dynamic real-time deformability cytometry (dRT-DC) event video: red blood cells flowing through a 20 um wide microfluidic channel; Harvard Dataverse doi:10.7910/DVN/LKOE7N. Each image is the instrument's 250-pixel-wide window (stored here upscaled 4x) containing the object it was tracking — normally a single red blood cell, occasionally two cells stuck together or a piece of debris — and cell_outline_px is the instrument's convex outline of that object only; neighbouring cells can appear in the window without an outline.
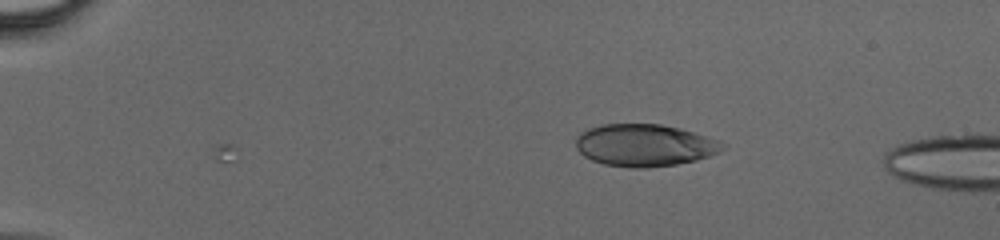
{"species": "human", "species_latin": "Homo sapiens", "temperature_condition": "cold", "stored_images_in_passage": 3, "camera_frame_rate_fps": 3000, "um_per_image_px": 0.085, "donor": {"sex": "male"}, "frame": {"image": 1, "passage_image": 3, "time_ms": 0.667, "image_size_px": [1000, 240], "cell_outline_px": [[724, 148], [720, 152], [696, 160], [676, 164], [648, 168], [628, 168], [604, 164], [592, 160], [584, 156], [576, 148], [576, 136], [580, 132], [588, 128], [600, 124], [660, 124], [680, 128], [720, 140], [724, 144]], "centroid_in_image_um": [54.77, 12.34], "position_along_channel_um": 30.2, "area_um2": 36.3}}